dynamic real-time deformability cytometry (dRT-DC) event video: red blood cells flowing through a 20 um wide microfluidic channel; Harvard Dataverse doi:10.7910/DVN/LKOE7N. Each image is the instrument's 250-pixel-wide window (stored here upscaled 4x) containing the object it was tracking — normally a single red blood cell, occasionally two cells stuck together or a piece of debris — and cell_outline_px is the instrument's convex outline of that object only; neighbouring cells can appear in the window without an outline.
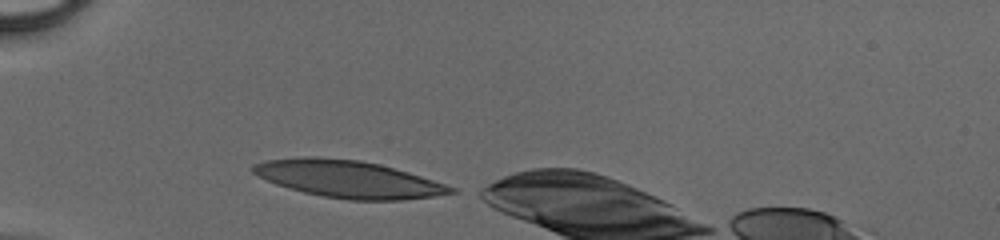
{"species": "human", "species_latin": "Homo sapiens", "temperature_condition": "cold", "stored_images_in_passage": 27, "camera_frame_rate_fps": 3000, "um_per_image_px": 0.085, "donor": {"sex": "male"}, "frame": {"image": 1, "passage_image": 1, "time_ms": 0.0, "image_size_px": [1000, 240], "cell_outline_px": [[460, 192], [404, 200], [348, 200], [320, 196], [288, 188], [276, 184], [256, 176], [252, 172], [252, 164], [268, 160], [312, 156], [316, 156], [360, 160], [380, 164], [408, 172], [456, 188]], "centroid_in_image_um": [29.58, 15.22], "position_along_channel_um": 55.4, "area_um2": 42.83}}
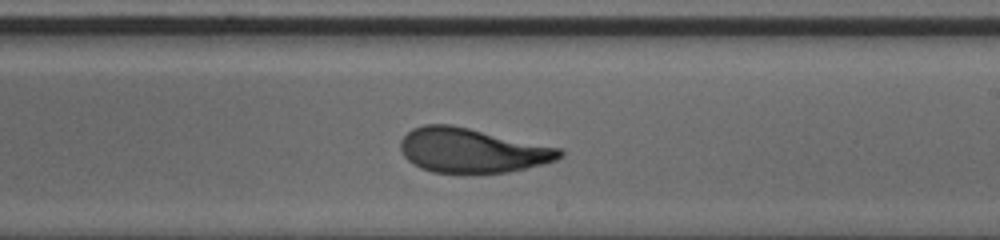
{"frame": {"image": 2, "passage_image": 16, "time_ms": 5.0, "image_size_px": [1000, 240], "cell_outline_px": [[564, 156], [556, 160], [544, 164], [508, 172], [432, 172], [420, 168], [408, 160], [404, 156], [400, 148], [400, 140], [412, 128], [424, 124], [452, 124], [560, 148], [564, 152]], "centroid_in_image_um": [40.11, 12.77], "position_along_channel_um": 248.9, "area_um2": 41.15}}
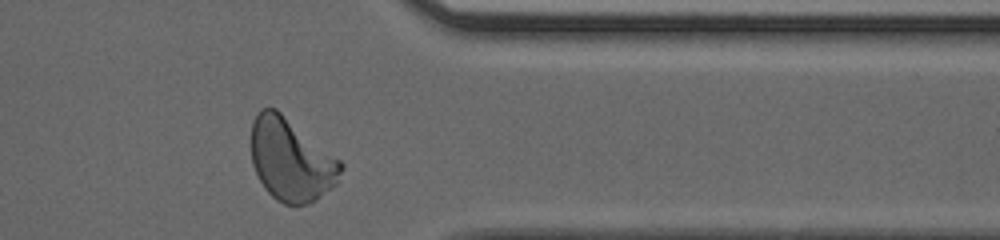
{"frame": {"image": 3, "passage_image": 26, "time_ms": 8.333, "image_size_px": [1000, 240], "cell_outline_px": [[344, 168], [336, 184], [316, 200], [308, 204], [284, 204], [276, 200], [264, 188], [252, 164], [252, 120], [260, 108], [276, 108], [340, 160], [344, 164]], "centroid_in_image_um": [24.74, 13.58], "position_along_channel_um": 386.7, "area_um2": 43.0}}